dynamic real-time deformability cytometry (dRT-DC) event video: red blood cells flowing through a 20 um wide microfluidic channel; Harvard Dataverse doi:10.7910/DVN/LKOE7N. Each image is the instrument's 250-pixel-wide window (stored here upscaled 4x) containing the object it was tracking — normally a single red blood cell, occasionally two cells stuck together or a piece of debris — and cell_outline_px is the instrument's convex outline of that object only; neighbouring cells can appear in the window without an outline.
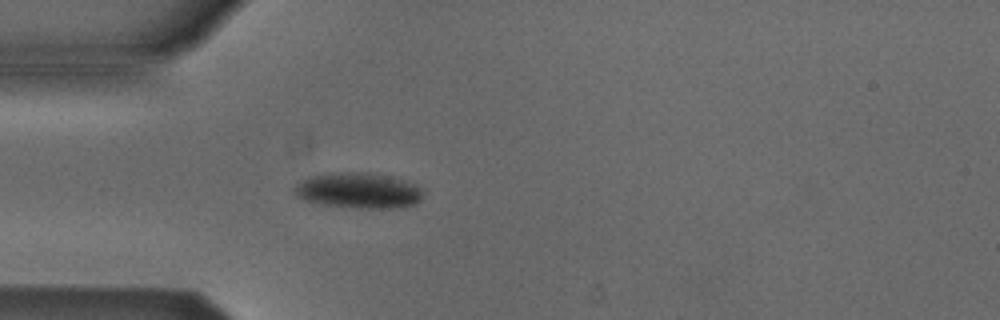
{"species": "Egyptian fruit bat (a non-hibernating species)", "species_latin": "Rousettus aegyptiacus", "temperature_condition": "cold", "stored_images_in_passage": 1, "camera_frame_rate_fps": 3000, "um_per_image_px": 0.085, "animal": {"sex": "male"}, "frame": {"image": 1, "passage_image": 1, "time_ms": 0.0, "image_size_px": [1000, 320], "cell_outline_px": [[424, 192], [420, 200], [416, 204], [404, 208], [352, 208], [320, 204], [304, 200], [296, 196], [292, 188], [300, 180], [308, 176], [348, 172], [368, 172], [404, 180], [416, 184], [424, 188]], "centroid_in_image_um": [30.49, 16.21], "position_along_channel_um": 54.5, "area_um2": 27.11}}